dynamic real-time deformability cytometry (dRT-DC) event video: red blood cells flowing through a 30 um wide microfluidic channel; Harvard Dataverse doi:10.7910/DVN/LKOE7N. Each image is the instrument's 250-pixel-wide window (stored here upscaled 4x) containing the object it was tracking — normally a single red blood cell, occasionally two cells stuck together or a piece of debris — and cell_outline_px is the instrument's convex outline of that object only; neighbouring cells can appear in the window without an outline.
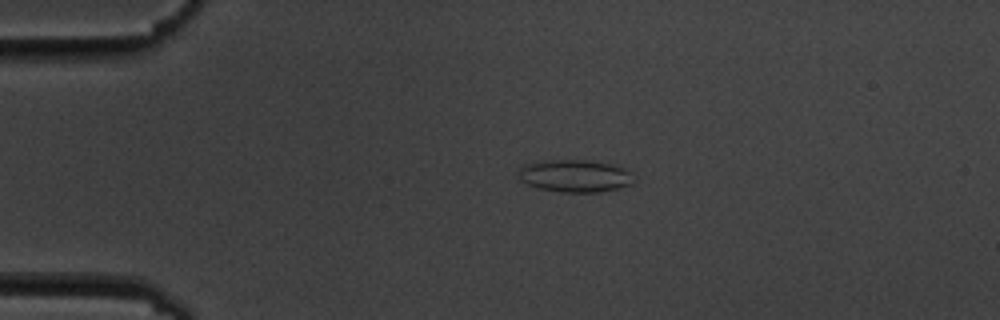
{"species": "common noctule bat (a hibernating species)", "species_latin": "Nyctalus noctula", "temperature_condition": "cold", "stored_images_in_passage": 5, "camera_frame_rate_fps": 3000, "um_per_image_px": 0.085, "animal": {"sex": "male", "body_mass_g": 19.5, "forearm_length_mm": 54.6}, "frame": {"image": 1, "passage_image": 4, "time_ms": 3.333, "image_size_px": [1000, 320], "cell_outline_px": [[636, 180], [632, 184], [620, 188], [600, 192], [564, 192], [540, 188], [528, 184], [520, 180], [520, 164], [544, 160], [588, 160], [612, 164], [624, 168]], "centroid_in_image_um": [48.88, 14.94], "position_along_channel_um": 36.1, "area_um2": 21.85}}